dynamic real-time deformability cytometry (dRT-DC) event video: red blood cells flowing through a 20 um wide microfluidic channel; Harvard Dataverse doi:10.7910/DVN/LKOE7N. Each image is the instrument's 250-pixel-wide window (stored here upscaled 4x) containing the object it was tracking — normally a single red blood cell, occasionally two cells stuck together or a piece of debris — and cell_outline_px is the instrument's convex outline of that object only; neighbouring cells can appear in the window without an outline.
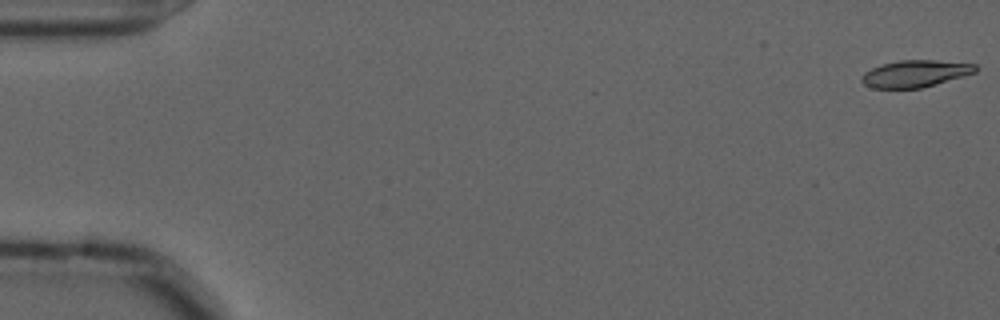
{"species": "common noctule bat (a hibernating species)", "species_latin": "Nyctalus noctula", "temperature_condition": "cold", "stored_images_in_passage": 16, "camera_frame_rate_fps": 3000, "um_per_image_px": 0.085, "animal": {"sex": "male", "forearm_length_mm": 52.5}, "frame": {"image": 1, "passage_image": 1, "time_ms": 0.0, "image_size_px": [1000, 320], "cell_outline_px": [[976, 72], [964, 76], [920, 88], [872, 88], [864, 84], [860, 80], [860, 76], [864, 72], [880, 64], [900, 60], [936, 60], [976, 64]], "centroid_in_image_um": [77.75, 6.25], "position_along_channel_um": 7.2, "area_um2": 17.86}}
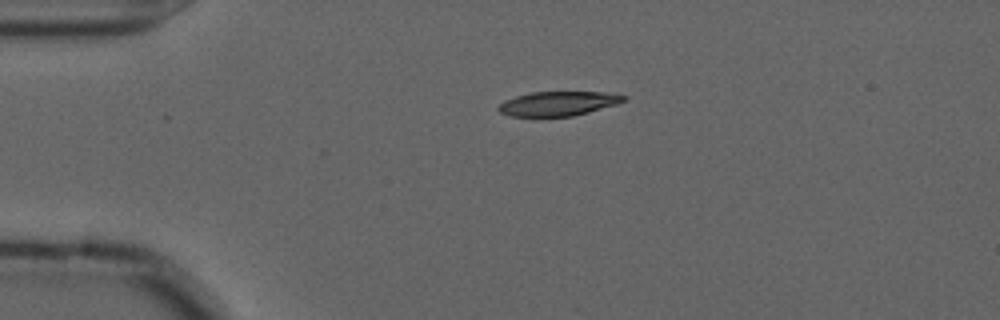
{"frame": {"image": 2, "passage_image": 13, "time_ms": 4.0, "image_size_px": [1000, 320], "cell_outline_px": [[628, 100], [616, 104], [588, 112], [572, 116], [512, 116], [500, 112], [496, 108], [504, 100], [516, 96], [532, 92], [604, 92], [628, 96]], "centroid_in_image_um": [47.46, 8.79], "position_along_channel_um": 37.5, "area_um2": 17.69}}